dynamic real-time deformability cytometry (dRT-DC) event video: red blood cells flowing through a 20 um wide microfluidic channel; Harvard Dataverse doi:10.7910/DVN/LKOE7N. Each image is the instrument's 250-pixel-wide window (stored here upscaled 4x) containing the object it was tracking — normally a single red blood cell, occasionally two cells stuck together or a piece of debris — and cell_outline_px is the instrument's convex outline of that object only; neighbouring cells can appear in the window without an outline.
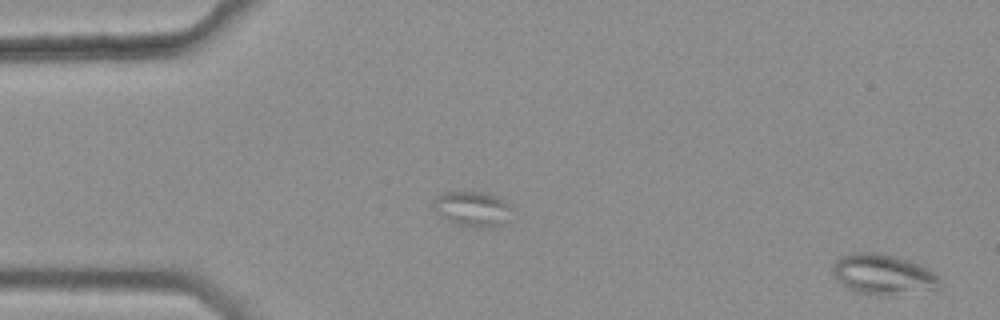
{"species": "common noctule bat (a hibernating species)", "species_latin": "Nyctalus noctula", "temperature_condition": "warm", "stored_images_in_passage": 44, "camera_frame_rate_fps": 3000, "um_per_image_px": 0.085, "animal": {"sex": "female", "body_mass_g": 25.1}, "frame": {"image": 1, "passage_image": 1, "time_ms": 0.0, "image_size_px": [1000, 320], "cell_outline_px": [[940, 284], [936, 288], [888, 296], [884, 296], [856, 292], [848, 288], [832, 272], [832, 264], [840, 256], [852, 252], [876, 252], [892, 256], [920, 264], [928, 268], [940, 280]], "centroid_in_image_um": [75.02, 23.31], "position_along_channel_um": 10.0, "area_um2": 24.85}}
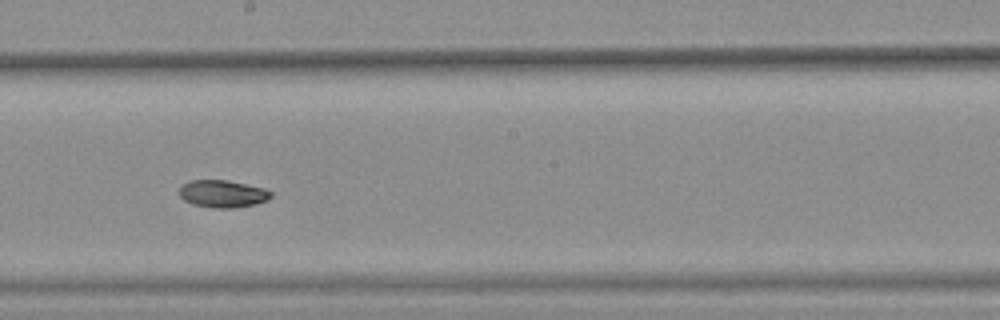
{"frame": {"image": 2, "passage_image": 29, "time_ms": 9.333, "image_size_px": [1000, 320], "cell_outline_px": [[272, 196], [268, 200], [256, 204], [236, 208], [212, 208], [192, 204], [184, 200], [180, 196], [180, 184], [192, 180], [228, 180], [264, 188], [272, 192]], "centroid_in_image_um": [18.93, 16.47], "position_along_channel_um": 229.3, "area_um2": 14.8}}
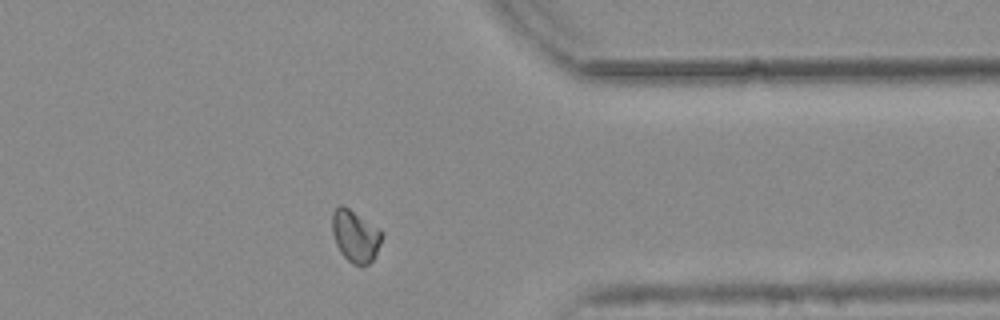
{"frame": {"image": 3, "passage_image": 42, "time_ms": 13.667, "image_size_px": [1000, 320], "cell_outline_px": [[384, 236], [376, 256], [368, 264], [352, 264], [340, 252], [336, 244], [332, 232], [332, 212], [340, 204], [348, 208], [380, 228]], "centroid_in_image_um": [30.22, 20.06], "position_along_channel_um": 381.2, "area_um2": 15.14}, "authors_computed_cell_mechanics": {"area_um2": 15.1436, "velocity_mm_per_s": 3.7422, "shape_relaxation_time_tau1_ms": 8.3325, "shape_relaxation_time_tau2_ms": 7.6656, "deformation_change_tau1": 0.1445, "deformation_change_tau2": 0.0767}}